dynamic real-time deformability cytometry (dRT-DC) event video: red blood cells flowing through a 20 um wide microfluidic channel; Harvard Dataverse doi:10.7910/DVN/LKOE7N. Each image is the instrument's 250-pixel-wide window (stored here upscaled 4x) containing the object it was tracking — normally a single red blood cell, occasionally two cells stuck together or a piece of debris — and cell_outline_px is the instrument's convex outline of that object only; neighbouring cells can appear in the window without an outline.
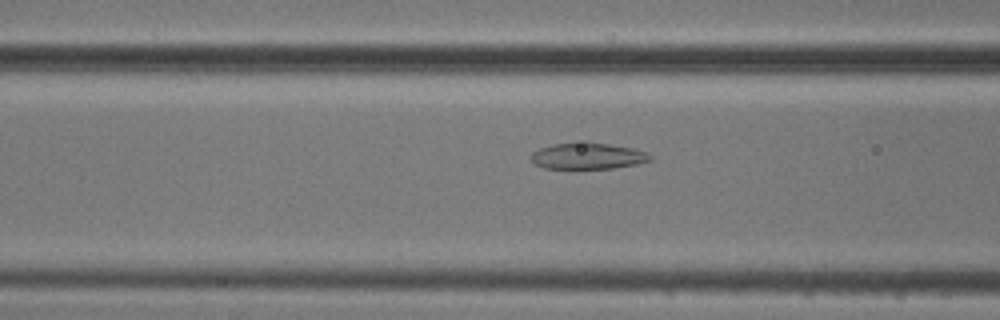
{"species": "common noctule bat (a hibernating species)", "species_latin": "Nyctalus noctula", "temperature_condition": "cold", "stored_images_in_passage": 54, "camera_frame_rate_fps": 3000, "um_per_image_px": 0.085, "animal": {"sex": "male", "body_mass_g": 20.5, "forearm_length_mm": 52.5}, "frame": {"image": 1, "passage_image": 21, "time_ms": 6.667, "image_size_px": [1000, 320], "cell_outline_px": [[652, 160], [636, 164], [612, 168], [544, 168], [536, 164], [532, 160], [532, 152], [540, 148], [552, 144], [588, 140], [632, 148], [644, 152], [652, 156]], "centroid_in_image_um": [49.95, 13.23], "position_along_channel_um": 116.6, "area_um2": 18.38}}
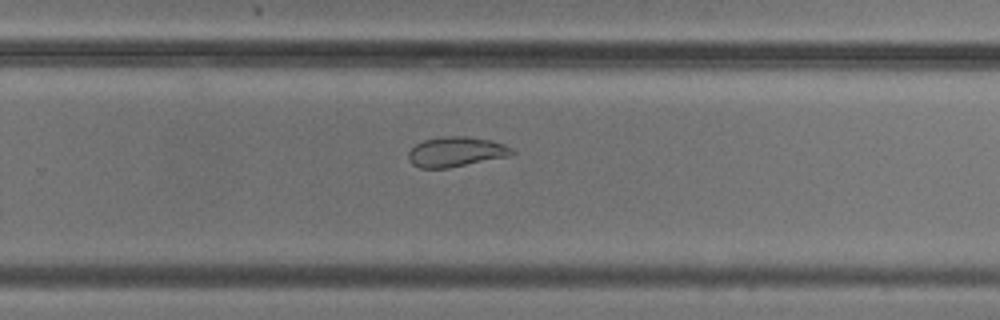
{"frame": {"image": 2, "passage_image": 35, "time_ms": 11.333, "image_size_px": [1000, 320], "cell_outline_px": [[516, 152], [512, 156], [448, 168], [420, 168], [412, 164], [408, 160], [408, 152], [416, 144], [424, 140], [444, 136], [468, 136], [492, 140], [504, 144], [512, 148]], "centroid_in_image_um": [38.8, 12.9], "position_along_channel_um": 291.0, "area_um2": 18.32}}
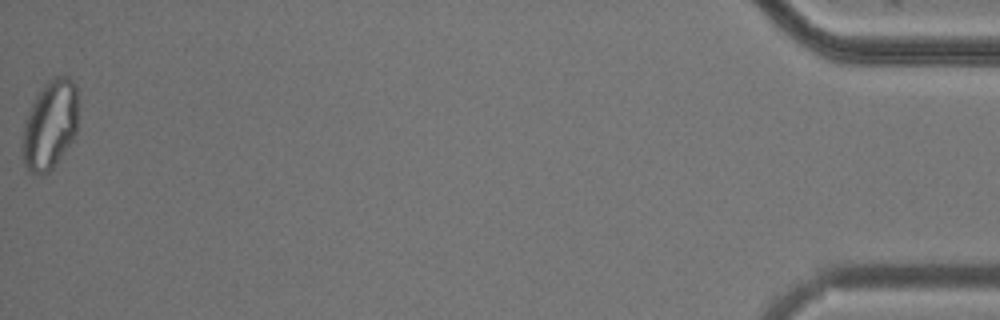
{"frame": {"image": 3, "passage_image": 54, "time_ms": 17.667, "image_size_px": [1000, 320], "cell_outline_px": [[76, 132], [72, 140], [52, 168], [48, 172], [40, 176], [28, 172], [24, 164], [20, 148], [24, 124], [28, 112], [36, 96], [44, 84], [52, 76], [68, 76], [76, 84]], "centroid_in_image_um": [4.2, 10.63], "position_along_channel_um": 431.0, "area_um2": 29.02}, "authors_computed_cell_mechanics": {"area_um2": 23.698, "velocity_mm_per_s": 3.7348, "shape_relaxation_time_tau1_ms": null, "shape_relaxation_time_tau2_ms": 1.6909, "deformation_change_tau1": null, "deformation_change_tau2": 0.0624}}